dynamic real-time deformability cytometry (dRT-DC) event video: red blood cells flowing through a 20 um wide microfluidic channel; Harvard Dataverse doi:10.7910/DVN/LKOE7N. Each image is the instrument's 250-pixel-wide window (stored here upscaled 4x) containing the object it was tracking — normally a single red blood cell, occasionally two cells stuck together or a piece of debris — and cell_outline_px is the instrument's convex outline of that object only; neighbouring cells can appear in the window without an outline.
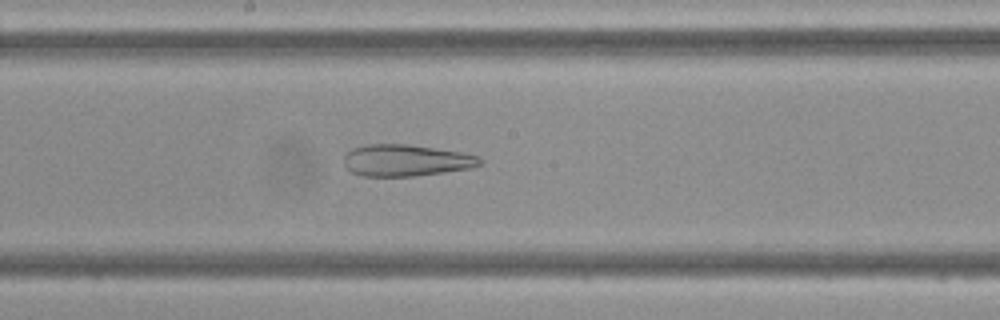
{"species": "Egyptian fruit bat (a non-hibernating species)", "species_latin": "Rousettus aegyptiacus", "temperature_condition": "cold", "stored_images_in_passage": 47, "camera_frame_rate_fps": 3000, "um_per_image_px": 0.085, "frame": {"image": 1, "passage_image": 25, "time_ms": 8.0, "image_size_px": [1000, 320], "cell_outline_px": [[484, 164], [472, 168], [444, 172], [412, 176], [364, 176], [352, 172], [344, 164], [344, 156], [352, 148], [364, 144], [408, 144], [460, 152], [480, 156], [484, 160]], "centroid_in_image_um": [34.55, 13.63], "position_along_channel_um": 213.7, "area_um2": 25.2}}
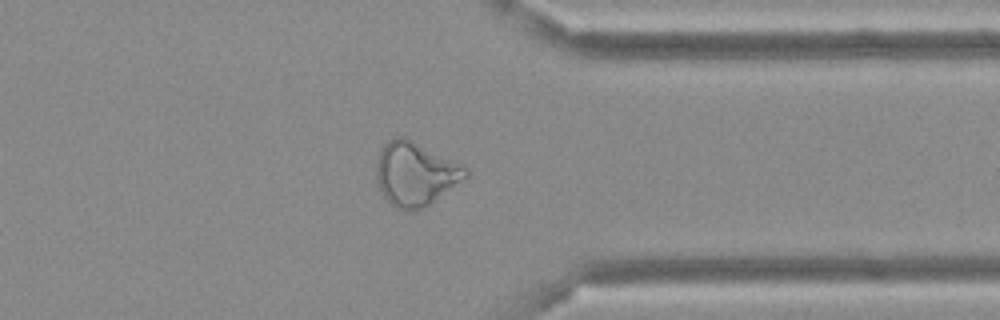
{"frame": {"image": 2, "passage_image": 37, "time_ms": 12.0, "image_size_px": [1000, 320], "cell_outline_px": [[468, 176], [424, 208], [396, 208], [384, 196], [376, 180], [376, 164], [380, 152], [384, 144], [392, 136], [404, 136], [464, 164], [468, 168]], "centroid_in_image_um": [35.32, 14.72], "position_along_channel_um": 376.1, "area_um2": 32.95}}
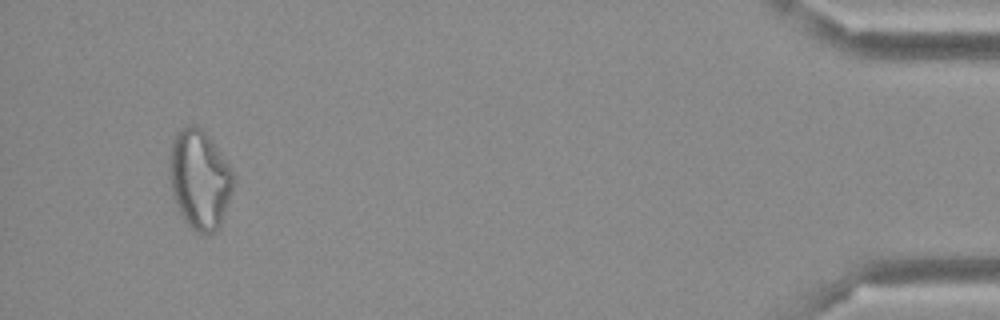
{"frame": {"image": 3, "passage_image": 45, "time_ms": 14.667, "image_size_px": [1000, 320], "cell_outline_px": [[232, 188], [220, 224], [216, 232], [208, 236], [192, 232], [184, 220], [176, 204], [172, 192], [168, 164], [168, 160], [172, 140], [176, 132], [180, 128], [188, 124], [192, 124], [200, 128], [208, 136], [232, 168]], "centroid_in_image_um": [16.92, 15.26], "position_along_channel_um": 418.3, "area_um2": 37.05}}